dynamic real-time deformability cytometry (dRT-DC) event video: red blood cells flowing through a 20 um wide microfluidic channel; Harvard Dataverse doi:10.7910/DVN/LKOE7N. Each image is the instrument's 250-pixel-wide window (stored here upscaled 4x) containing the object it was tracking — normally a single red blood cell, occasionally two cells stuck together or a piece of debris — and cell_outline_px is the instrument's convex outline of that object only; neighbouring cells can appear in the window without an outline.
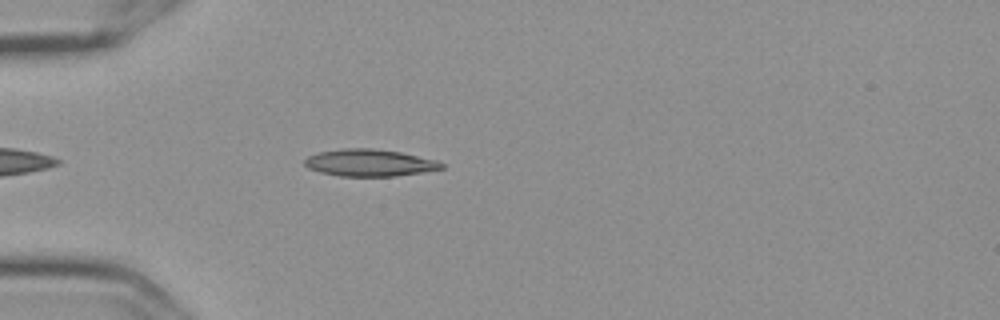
{"species": "Egyptian fruit bat (a non-hibernating species)", "species_latin": "Rousettus aegyptiacus", "temperature_condition": "cold", "stored_images_in_passage": 37, "camera_frame_rate_fps": 3000, "um_per_image_px": 0.085, "frame": {"image": 1, "passage_image": 5, "time_ms": 1.333, "image_size_px": [1000, 320], "cell_outline_px": [[444, 168], [420, 172], [392, 176], [340, 176], [320, 172], [308, 168], [304, 164], [304, 160], [308, 156], [320, 152], [344, 148], [372, 148], [400, 152], [436, 160], [444, 164]], "centroid_in_image_um": [31.38, 13.83], "position_along_channel_um": 53.6, "area_um2": 21.33}}
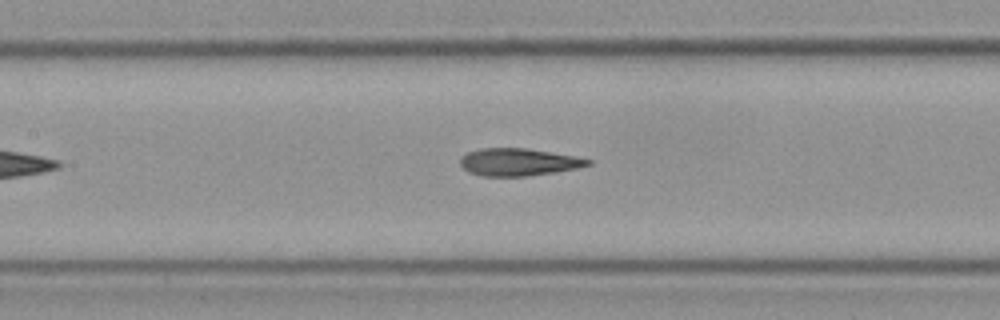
{"frame": {"image": 2, "passage_image": 15, "time_ms": 4.667, "image_size_px": [1000, 320], "cell_outline_px": [[592, 164], [576, 168], [556, 172], [524, 176], [480, 176], [468, 172], [460, 164], [460, 156], [468, 152], [480, 148], [528, 148], [576, 156], [592, 160]], "centroid_in_image_um": [44.06, 13.77], "position_along_channel_um": 163.3, "area_um2": 20.52}}
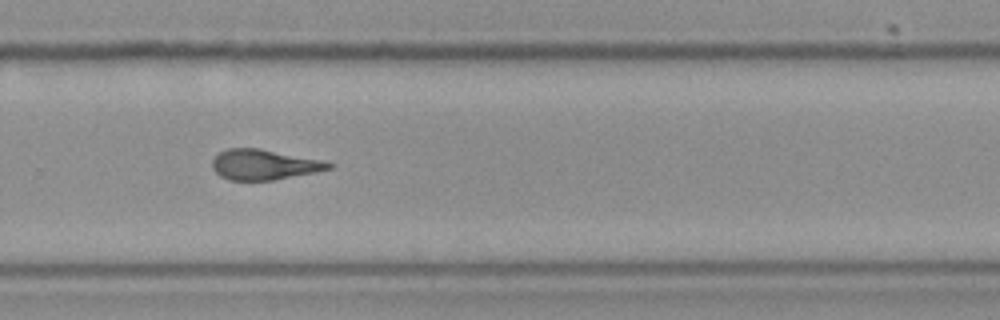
{"frame": {"image": 3, "passage_image": 27, "time_ms": 8.667, "image_size_px": [1000, 320], "cell_outline_px": [[332, 168], [316, 172], [272, 180], [228, 180], [220, 176], [212, 168], [212, 160], [220, 152], [228, 148], [260, 148], [320, 160], [332, 164]], "centroid_in_image_um": [22.4, 13.99], "position_along_channel_um": 307.4, "area_um2": 20.35}, "authors_computed_cell_mechanics": {"area_um2": 20.519, "velocity_mm_per_s": 3.6132, "shape_relaxation_time_tau1_ms": null, "shape_relaxation_time_tau2_ms": 2.6349, "deformation_change_tau1": null, "deformation_change_tau2": 0.1242}}